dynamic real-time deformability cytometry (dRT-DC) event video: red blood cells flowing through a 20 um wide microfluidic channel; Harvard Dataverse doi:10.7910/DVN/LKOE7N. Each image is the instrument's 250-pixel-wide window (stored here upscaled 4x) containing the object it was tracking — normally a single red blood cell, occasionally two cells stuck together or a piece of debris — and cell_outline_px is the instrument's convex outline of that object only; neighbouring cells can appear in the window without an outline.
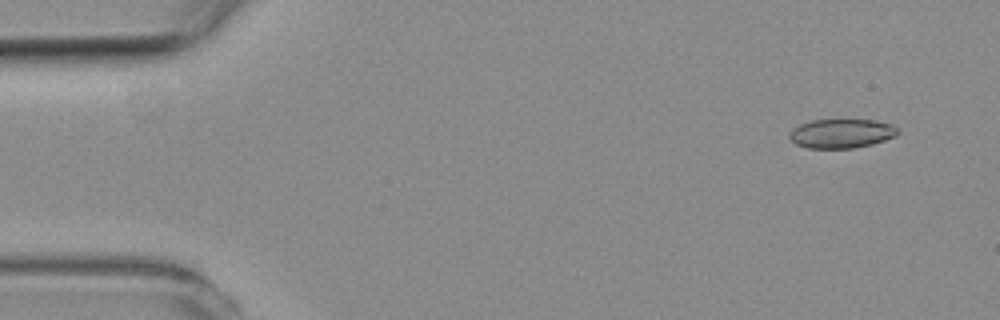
{"species": "common noctule bat (a hibernating species)", "species_latin": "Nyctalus noctula", "temperature_condition": "room temperature", "stored_images_in_passage": 4, "camera_frame_rate_fps": 3000, "um_per_image_px": 0.085, "animal": {"sex": "female", "body_mass_g": 19.3, "forearm_length_mm": 54.1}, "frame": {"image": 1, "passage_image": 1, "time_ms": 0.0, "image_size_px": [1000, 320], "cell_outline_px": [[900, 132], [896, 136], [872, 144], [856, 148], [808, 148], [796, 144], [788, 136], [788, 132], [792, 128], [800, 124], [812, 120], [876, 120], [892, 124], [900, 128]], "centroid_in_image_um": [71.55, 11.34], "position_along_channel_um": 13.5, "area_um2": 18.61}}
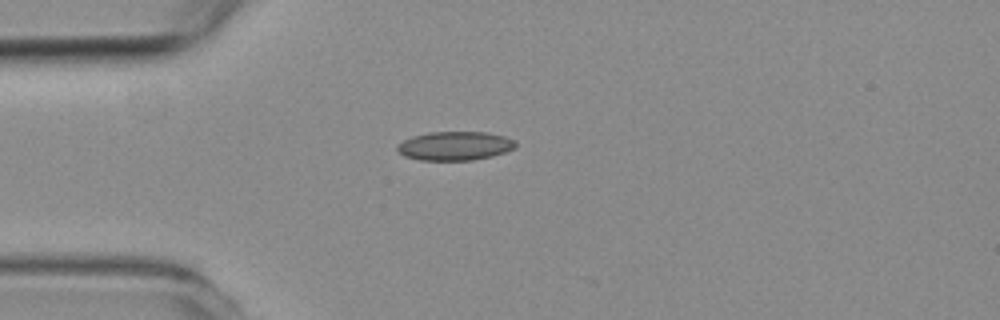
{"frame": {"image": 2, "passage_image": 4, "time_ms": 3.333, "image_size_px": [1000, 320], "cell_outline_px": [[516, 148], [492, 156], [472, 160], [420, 160], [404, 156], [396, 148], [396, 144], [412, 136], [428, 132], [484, 132], [504, 136], [516, 140]], "centroid_in_image_um": [38.66, 12.4], "position_along_channel_um": 46.3, "area_um2": 19.94}}